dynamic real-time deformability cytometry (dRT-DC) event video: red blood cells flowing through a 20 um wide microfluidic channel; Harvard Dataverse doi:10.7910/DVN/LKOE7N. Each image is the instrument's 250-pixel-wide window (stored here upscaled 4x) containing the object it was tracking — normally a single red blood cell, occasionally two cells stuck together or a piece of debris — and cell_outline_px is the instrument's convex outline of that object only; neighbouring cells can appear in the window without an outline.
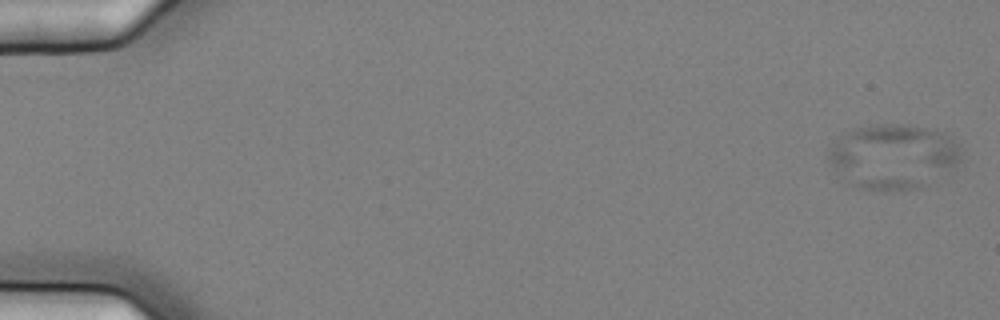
{"species": "common noctule bat (a hibernating species)", "species_latin": "Nyctalus noctula", "temperature_condition": "cold", "stored_images_in_passage": 7, "camera_frame_rate_fps": 3000, "um_per_image_px": 0.085, "animal": {"sex": "female", "body_mass_g": 25.1}, "frame": {"image": 1, "passage_image": 1, "time_ms": 0.0, "image_size_px": [1000, 320], "cell_outline_px": [[960, 160], [948, 172], [916, 188], [884, 192], [880, 192], [856, 188], [848, 184], [836, 172], [828, 160], [828, 152], [836, 140], [844, 132], [852, 128], [872, 124], [912, 124], [936, 128], [944, 132], [956, 140], [960, 148]], "centroid_in_image_um": [75.9, 13.28], "position_along_channel_um": 9.1, "area_um2": 51.04}}
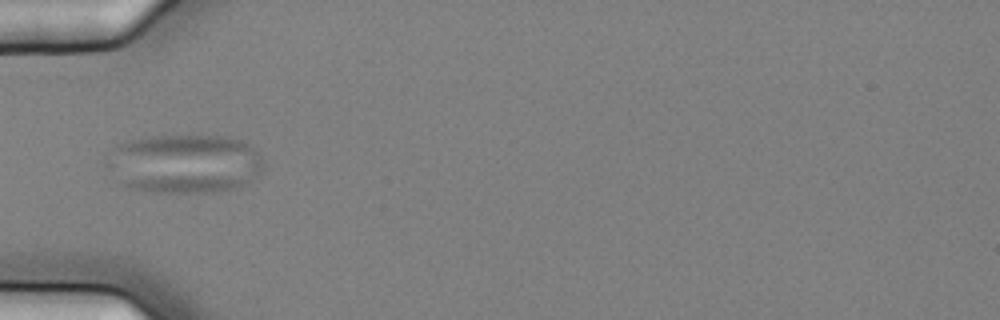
{"frame": {"image": 2, "passage_image": 5, "time_ms": 1.333, "image_size_px": [1000, 320], "cell_outline_px": [[264, 168], [256, 176], [244, 184], [236, 188], [220, 192], [152, 192], [132, 188], [124, 184], [104, 164], [112, 148], [116, 144], [124, 140], [148, 136], [228, 136], [244, 140], [260, 152], [264, 164]], "centroid_in_image_um": [15.7, 13.89], "position_along_channel_um": 69.3, "area_um2": 54.56}}
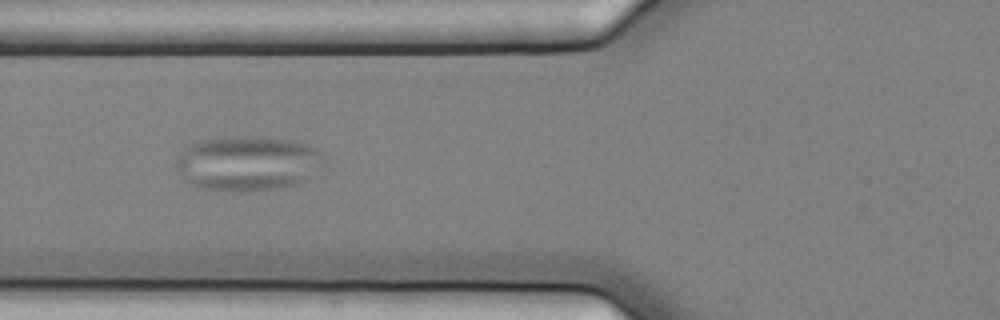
{"frame": {"image": 3, "passage_image": 6, "time_ms": 1.667, "image_size_px": [1000, 320], "cell_outline_px": [[324, 164], [308, 180], [300, 184], [280, 188], [236, 192], [204, 188], [192, 184], [184, 180], [176, 168], [176, 160], [188, 144], [200, 140], [232, 136], [260, 136], [292, 140], [308, 144], [324, 152]], "centroid_in_image_um": [21.11, 13.87], "position_along_channel_um": 104.7, "area_um2": 47.97}}